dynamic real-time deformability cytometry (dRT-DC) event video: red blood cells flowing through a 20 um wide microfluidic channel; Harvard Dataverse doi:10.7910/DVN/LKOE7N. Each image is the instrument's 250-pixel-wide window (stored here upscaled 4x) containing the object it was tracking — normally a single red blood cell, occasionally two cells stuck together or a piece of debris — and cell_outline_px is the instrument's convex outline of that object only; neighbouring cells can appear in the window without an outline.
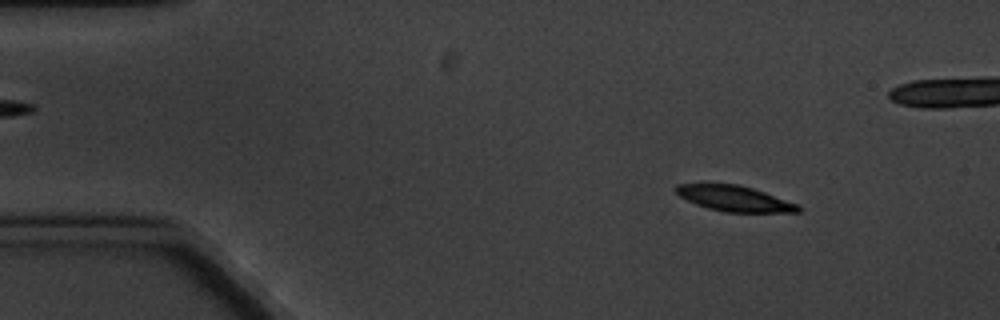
{"species": "common noctule bat (a hibernating species)", "species_latin": "Nyctalus noctula", "temperature_condition": "cold", "stored_images_in_passage": 5, "camera_frame_rate_fps": 3000, "um_per_image_px": 0.085, "animal": {"sex": "male", "body_mass_g": 20.1, "forearm_length_mm": 53.5}, "frame": {"image": 1, "passage_image": 2, "time_ms": 1.333, "image_size_px": [1000, 320], "cell_outline_px": [[800, 212], [724, 212], [708, 208], [696, 204], [680, 196], [672, 188], [676, 184], [704, 180], [708, 180], [736, 184], [752, 188], [800, 204]], "centroid_in_image_um": [62.32, 16.81], "position_along_channel_um": 22.7, "area_um2": 19.07}}